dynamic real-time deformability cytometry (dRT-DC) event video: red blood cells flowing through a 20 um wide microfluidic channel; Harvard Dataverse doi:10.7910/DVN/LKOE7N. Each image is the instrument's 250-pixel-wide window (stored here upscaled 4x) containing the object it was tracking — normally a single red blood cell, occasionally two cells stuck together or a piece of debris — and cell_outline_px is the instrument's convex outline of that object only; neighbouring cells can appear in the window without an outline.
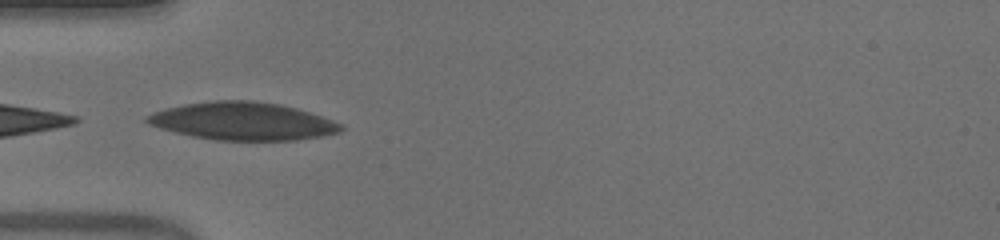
{"species": "human", "species_latin": "Homo sapiens", "temperature_condition": "warm", "stored_images_in_passage": 37, "camera_frame_rate_fps": 3000, "um_per_image_px": 0.085, "donor": {"sex": "male"}, "frame": {"image": 1, "passage_image": 1, "time_ms": 0.0, "image_size_px": [1000, 240], "cell_outline_px": [[344, 128], [340, 132], [320, 136], [296, 140], [216, 140], [192, 136], [160, 128], [148, 124], [144, 120], [144, 116], [152, 112], [184, 104], [216, 100], [252, 100], [280, 104], [296, 108], [344, 124]], "centroid_in_image_um": [20.62, 10.3], "position_along_channel_um": 64.4, "area_um2": 42.6}}
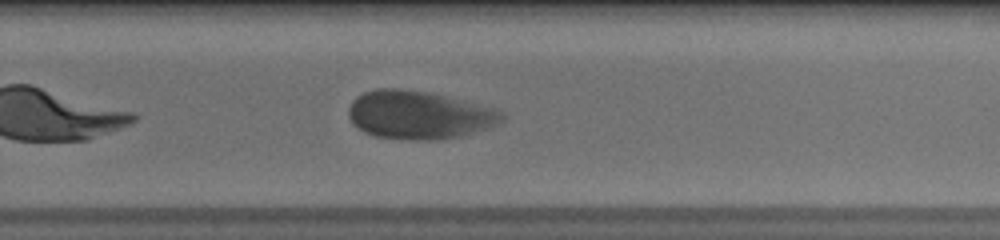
{"frame": {"image": 2, "passage_image": 19, "time_ms": 6.0, "image_size_px": [1000, 240], "cell_outline_px": [[504, 120], [488, 128], [460, 136], [436, 140], [412, 140], [372, 136], [364, 132], [352, 124], [348, 116], [348, 108], [352, 100], [356, 96], [364, 92], [376, 88], [400, 88], [428, 92], [496, 108], [504, 112]], "centroid_in_image_um": [35.58, 9.77], "position_along_channel_um": 294.2, "area_um2": 43.41}}
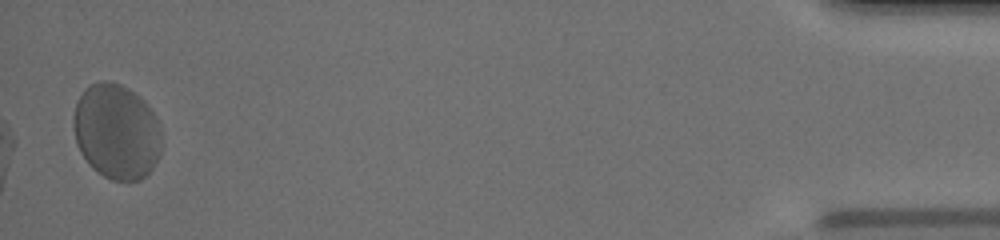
{"frame": {"image": 3, "passage_image": 36, "time_ms": 11.667, "image_size_px": [1000, 240], "cell_outline_px": [[160, 156], [152, 168], [140, 180], [112, 180], [104, 176], [92, 168], [88, 164], [80, 152], [76, 144], [72, 128], [72, 116], [76, 104], [84, 88], [88, 84], [100, 80], [108, 80], [120, 84], [128, 88], [144, 100], [148, 104], [156, 116], [160, 128]], "centroid_in_image_um": [9.87, 11.16], "position_along_channel_um": 425.3, "area_um2": 49.48}, "authors_computed_cell_mechanics": {"area_um2": 42.8298, "velocity_mm_per_s": 3.8555, "shape_relaxation_time_tau1_ms": 3.3703, "shape_relaxation_time_tau2_ms": null, "deformation_change_tau1": 0.161, "deformation_change_tau2": null}}